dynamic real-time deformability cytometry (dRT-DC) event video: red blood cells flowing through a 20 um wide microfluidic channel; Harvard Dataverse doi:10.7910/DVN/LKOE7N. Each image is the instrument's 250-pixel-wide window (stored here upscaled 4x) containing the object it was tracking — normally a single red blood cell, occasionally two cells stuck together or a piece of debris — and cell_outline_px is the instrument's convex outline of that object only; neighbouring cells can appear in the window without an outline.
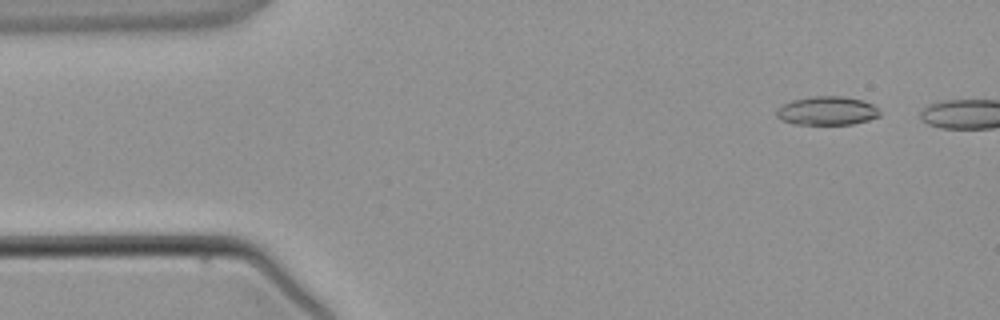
{"species": "common noctule bat (a hibernating species)", "species_latin": "Nyctalus noctula", "temperature_condition": "warm", "stored_images_in_passage": 8, "camera_frame_rate_fps": 3000, "um_per_image_px": 0.085, "animal": {"sex": "male", "body_mass_g": 21.5, "forearm_length_mm": 52.0}, "frame": {"image": 1, "passage_image": 1, "time_ms": 0.0, "image_size_px": [1000, 320], "cell_outline_px": [[880, 116], [868, 120], [852, 124], [792, 124], [780, 120], [776, 116], [776, 108], [792, 100], [812, 96], [840, 96], [864, 100], [872, 104], [880, 112]], "centroid_in_image_um": [70.27, 9.42], "position_along_channel_um": 14.7, "area_um2": 17.34}}